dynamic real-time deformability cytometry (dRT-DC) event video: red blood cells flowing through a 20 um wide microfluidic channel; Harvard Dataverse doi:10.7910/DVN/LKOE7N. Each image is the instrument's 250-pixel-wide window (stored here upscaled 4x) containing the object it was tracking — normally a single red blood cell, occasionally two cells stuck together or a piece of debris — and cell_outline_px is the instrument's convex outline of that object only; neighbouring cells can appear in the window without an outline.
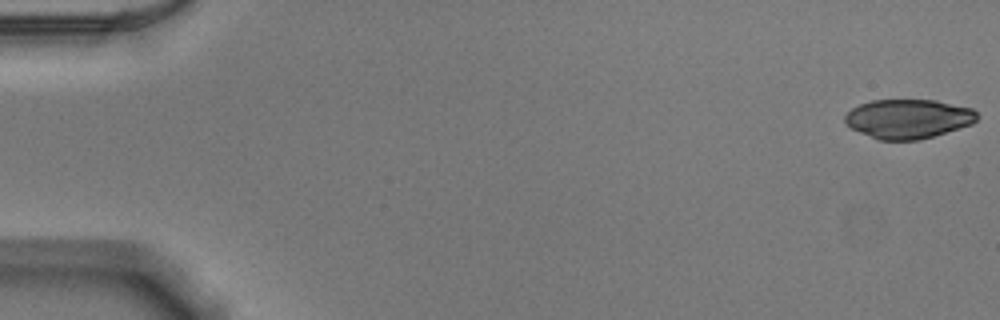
{"species": "Egyptian fruit bat (a non-hibernating species)", "species_latin": "Rousettus aegyptiacus", "temperature_condition": "warm", "stored_images_in_passage": 52, "camera_frame_rate_fps": 3000, "um_per_image_px": 0.085, "animal": {"sex": "male"}, "frame": {"image": 1, "passage_image": 1, "time_ms": 0.0, "image_size_px": [1000, 320], "cell_outline_px": [[980, 116], [972, 124], [920, 140], [880, 140], [860, 132], [852, 128], [844, 120], [844, 116], [852, 108], [860, 104], [872, 100], [936, 100], [972, 108]], "centroid_in_image_um": [77.22, 10.09], "position_along_channel_um": 7.8, "area_um2": 30.11}}